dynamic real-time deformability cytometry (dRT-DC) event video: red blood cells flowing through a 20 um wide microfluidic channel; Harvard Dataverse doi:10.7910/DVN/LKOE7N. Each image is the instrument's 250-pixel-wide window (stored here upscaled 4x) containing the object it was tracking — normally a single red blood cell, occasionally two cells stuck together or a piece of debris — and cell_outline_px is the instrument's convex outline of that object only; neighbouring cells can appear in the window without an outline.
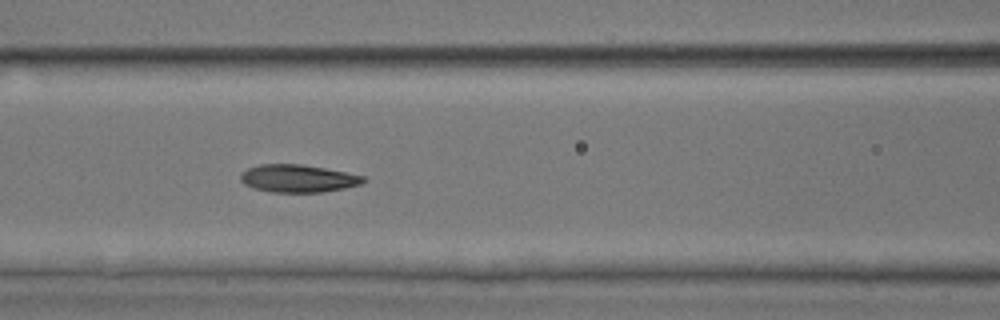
{"species": "common noctule bat (a hibernating species)", "species_latin": "Nyctalus noctula", "temperature_condition": "room temperature", "stored_images_in_passage": 32, "camera_frame_rate_fps": 3000, "um_per_image_px": 0.085, "animal": {"sex": "male", "body_mass_g": 17.9, "forearm_length_mm": 54.2}, "frame": {"image": 1, "passage_image": 10, "time_ms": 3.0, "image_size_px": [1000, 320], "cell_outline_px": [[368, 180], [360, 184], [344, 188], [324, 192], [272, 192], [252, 188], [244, 184], [240, 180], [240, 172], [248, 168], [260, 164], [300, 164], [324, 168], [364, 176]], "centroid_in_image_um": [25.29, 15.17], "position_along_channel_um": 141.3, "area_um2": 19.83}, "authors_computed_cell_mechanics": {"area_um2": 19.7965, "velocity_mm_per_s": 3.9093, "shape_relaxation_time_tau1_ms": 9.0095, "shape_relaxation_time_tau2_ms": 2.152, "deformation_change_tau1": 0.2286, "deformation_change_tau2": 0.0974}}